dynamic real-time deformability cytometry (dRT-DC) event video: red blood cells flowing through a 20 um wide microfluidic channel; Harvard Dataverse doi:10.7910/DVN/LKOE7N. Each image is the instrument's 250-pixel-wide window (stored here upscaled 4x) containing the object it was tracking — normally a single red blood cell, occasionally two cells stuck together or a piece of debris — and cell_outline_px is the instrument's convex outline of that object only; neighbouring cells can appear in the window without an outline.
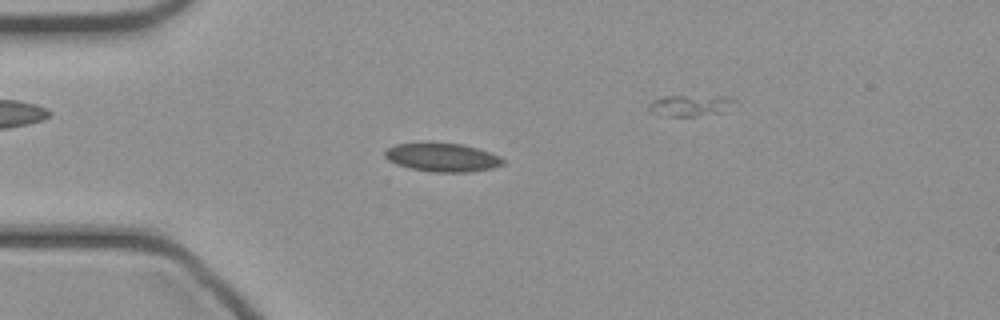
{"species": "common noctule bat (a hibernating species)", "species_latin": "Nyctalus noctula", "temperature_condition": "cold", "stored_images_in_passage": 38, "segment_of_instrument_passage": [1, 2], "camera_frame_rate_fps": 3000, "um_per_image_px": 0.085, "animal": {"sex": "female", "body_mass_g": 21.9}, "frame": {"image": 1, "passage_image": 2, "time_ms": 0.333, "image_size_px": [1000, 320], "cell_outline_px": [[504, 164], [492, 168], [468, 172], [432, 172], [412, 168], [396, 164], [388, 160], [384, 156], [384, 152], [388, 148], [396, 144], [420, 140], [432, 140], [464, 144], [500, 156], [504, 160]], "centroid_in_image_um": [37.54, 13.32], "position_along_channel_um": 47.5, "area_um2": 20.35}}
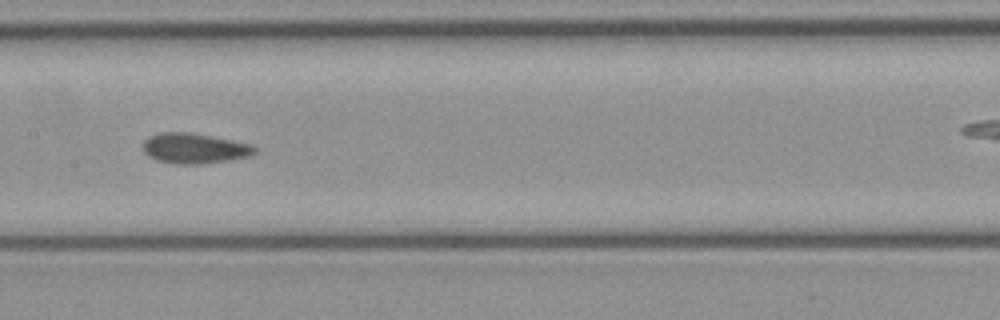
{"frame": {"image": 2, "passage_image": 13, "time_ms": 4.0, "image_size_px": [1000, 320], "cell_outline_px": [[256, 152], [248, 156], [228, 160], [200, 164], [176, 164], [156, 160], [148, 156], [144, 152], [144, 140], [148, 136], [160, 132], [192, 132], [252, 144], [256, 148]], "centroid_in_image_um": [16.5, 12.6], "position_along_channel_um": 190.9, "area_um2": 19.77}}
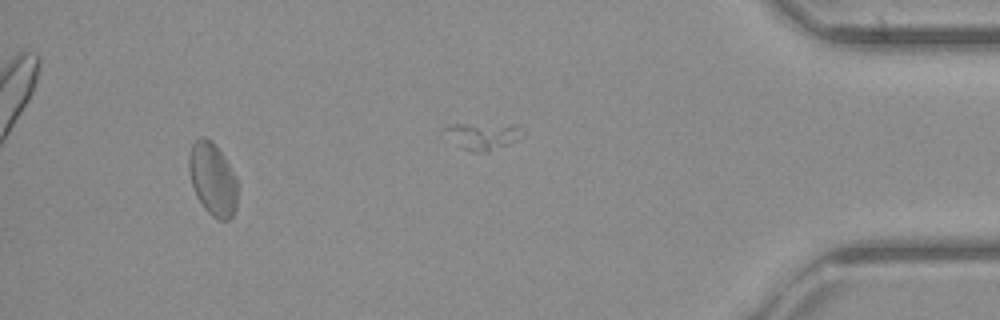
{"frame": {"image": 3, "passage_image": 34, "time_ms": 11.0, "image_size_px": [1000, 320], "cell_outline_px": [[236, 208], [232, 216], [228, 220], [220, 220], [212, 216], [204, 208], [196, 196], [192, 184], [188, 168], [188, 156], [192, 144], [200, 136], [204, 136], [212, 140], [224, 156], [236, 180]], "centroid_in_image_um": [18.05, 15.21], "position_along_channel_um": 417.2, "area_um2": 20.52}}